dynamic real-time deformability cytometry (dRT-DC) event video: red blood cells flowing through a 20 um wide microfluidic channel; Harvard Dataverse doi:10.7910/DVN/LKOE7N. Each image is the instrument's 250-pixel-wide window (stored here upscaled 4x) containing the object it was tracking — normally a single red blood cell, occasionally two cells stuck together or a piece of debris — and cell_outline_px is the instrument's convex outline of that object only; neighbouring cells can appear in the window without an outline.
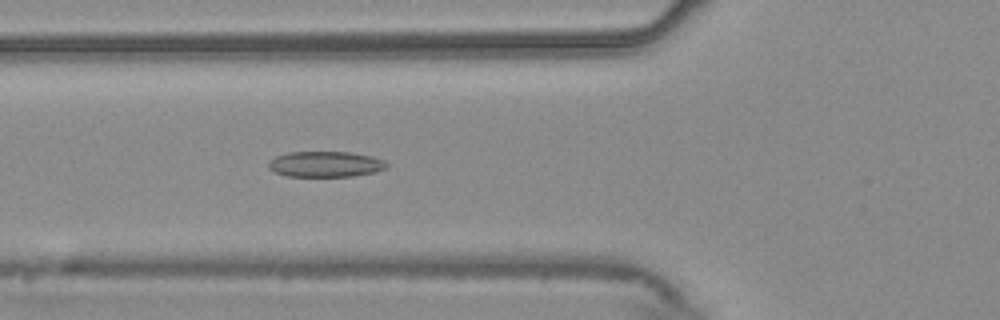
{"species": "common noctule bat (a hibernating species)", "species_latin": "Nyctalus noctula", "temperature_condition": "warm", "stored_images_in_passage": 53, "camera_frame_rate_fps": 3000, "um_per_image_px": 0.085, "animal": {"sex": "male", "body_mass_g": 20.4}, "frame": {"image": 1, "passage_image": 19, "time_ms": 6.0, "image_size_px": [1000, 320], "cell_outline_px": [[388, 168], [376, 172], [352, 176], [288, 176], [276, 172], [268, 168], [268, 164], [276, 156], [288, 152], [348, 152], [372, 156], [384, 160], [388, 164]], "centroid_in_image_um": [27.71, 13.95], "position_along_channel_um": 98.1, "area_um2": 17.63}}
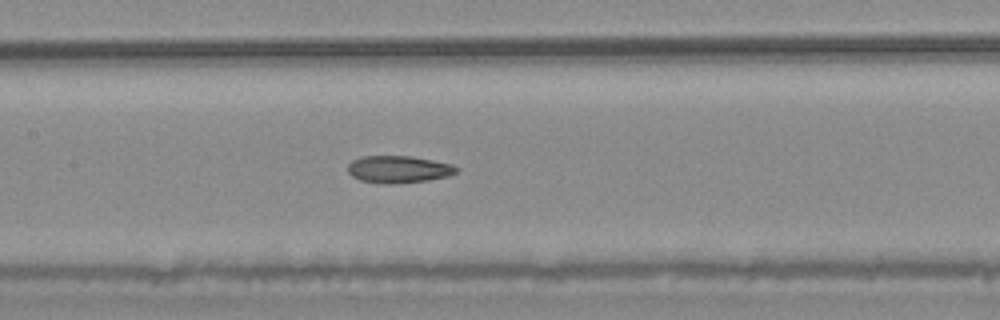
{"frame": {"image": 2, "passage_image": 25, "time_ms": 8.0, "image_size_px": [1000, 320], "cell_outline_px": [[460, 168], [456, 172], [448, 176], [428, 180], [392, 184], [380, 184], [360, 180], [352, 176], [348, 172], [348, 164], [352, 160], [364, 156], [408, 156], [432, 160], [452, 164]], "centroid_in_image_um": [33.86, 14.4], "position_along_channel_um": 173.5, "area_um2": 17.22}}
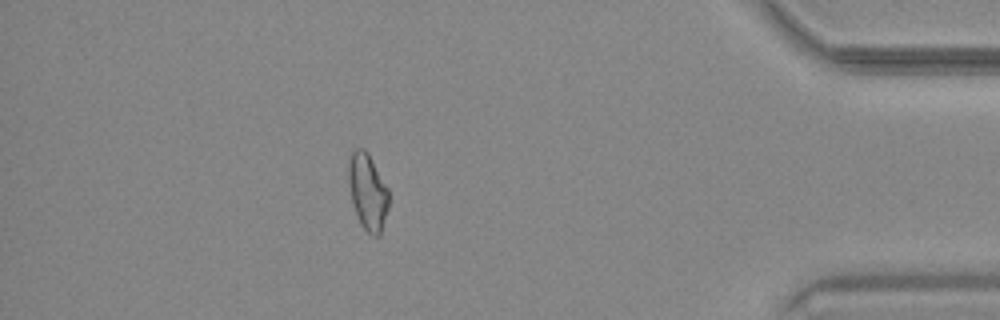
{"frame": {"image": 3, "passage_image": 47, "time_ms": 15.333, "image_size_px": [1000, 320], "cell_outline_px": [[388, 208], [380, 236], [372, 236], [360, 224], [352, 200], [348, 184], [348, 164], [352, 152], [356, 148], [364, 148], [368, 152], [388, 188]], "centroid_in_image_um": [31.25, 16.29], "position_along_channel_um": 403.9, "area_um2": 17.86}, "authors_computed_cell_mechanics": {"area_um2": 18.0914, "velocity_mm_per_s": 3.7447, "shape_relaxation_time_tau1_ms": 8.8181, "shape_relaxation_time_tau2_ms": 3.6415, "deformation_change_tau1": 0.1629, "deformation_change_tau2": 0.1043}}